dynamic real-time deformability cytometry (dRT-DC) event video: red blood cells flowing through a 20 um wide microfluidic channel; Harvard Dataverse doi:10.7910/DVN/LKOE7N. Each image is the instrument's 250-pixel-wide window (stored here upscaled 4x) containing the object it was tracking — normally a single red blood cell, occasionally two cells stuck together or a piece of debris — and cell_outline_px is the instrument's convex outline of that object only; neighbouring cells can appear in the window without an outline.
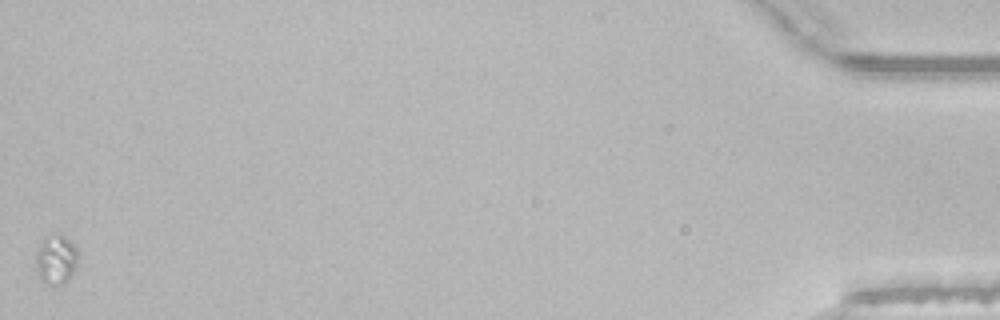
{"species": "common noctule bat (a hibernating species)", "species_latin": "Nyctalus noctula", "temperature_condition": "room temperature", "stored_images_in_passage": 43, "camera_frame_rate_fps": 3000, "um_per_image_px": 0.085, "animal": {"sex": "male", "body_mass_g": 21.5, "forearm_length_mm": 52.0}, "frame": {"image": 1, "passage_image": 43, "time_ms": 14.0, "image_size_px": [1000, 320], "cell_outline_px": [[76, 264], [72, 272], [60, 284], [48, 284], [40, 280], [36, 268], [36, 252], [40, 240], [44, 236], [60, 232], [76, 248]], "centroid_in_image_um": [4.69, 21.99], "position_along_channel_um": 430.5, "area_um2": 11.91}}